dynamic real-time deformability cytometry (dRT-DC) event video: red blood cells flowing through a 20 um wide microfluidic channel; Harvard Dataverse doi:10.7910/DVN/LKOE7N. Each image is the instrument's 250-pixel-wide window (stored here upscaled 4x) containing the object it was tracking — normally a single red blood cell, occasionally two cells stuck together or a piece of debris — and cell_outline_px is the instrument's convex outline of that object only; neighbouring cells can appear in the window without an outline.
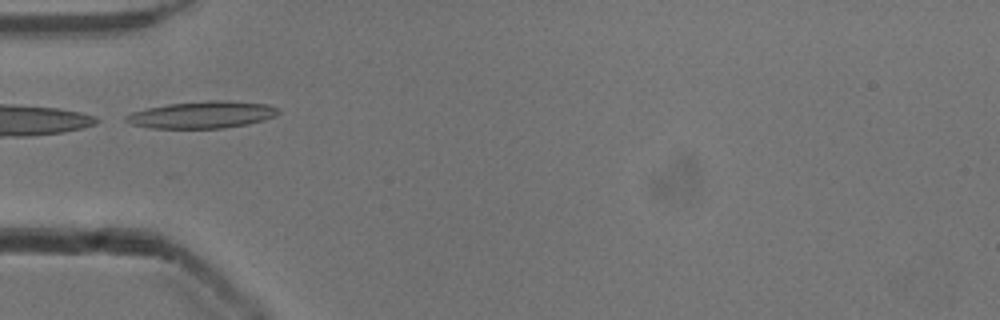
{"species": "common noctule bat (a hibernating species)", "species_latin": "Nyctalus noctula", "temperature_condition": "cold", "stored_images_in_passage": 8, "camera_frame_rate_fps": 3000, "um_per_image_px": 0.085, "animal": {"sex": "male", "body_mass_g": 13.3}, "frame": {"image": 1, "passage_image": 5, "time_ms": 1.333, "image_size_px": [1000, 320], "cell_outline_px": [[280, 112], [276, 116], [264, 120], [248, 124], [224, 128], [152, 128], [132, 124], [124, 120], [124, 116], [132, 112], [148, 108], [168, 104], [208, 100], [228, 100], [268, 104], [280, 108]], "centroid_in_image_um": [17.23, 9.75], "position_along_channel_um": 67.8, "area_um2": 24.1}}
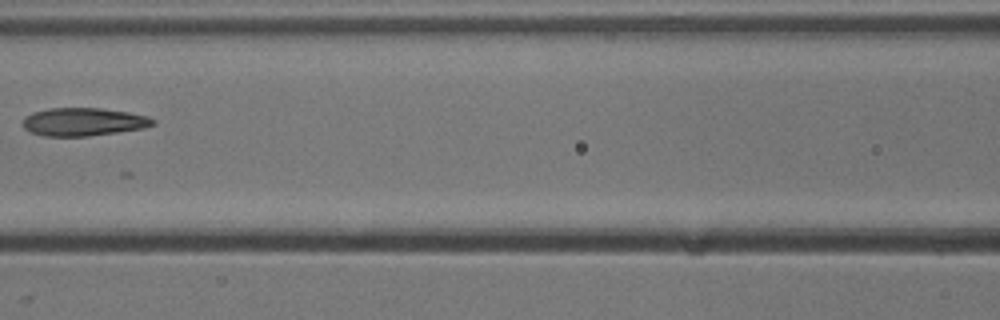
{"frame": {"image": 2, "passage_image": 7, "time_ms": 2.0, "image_size_px": [1000, 320], "cell_outline_px": [[156, 124], [144, 128], [88, 136], [44, 136], [32, 132], [24, 128], [24, 116], [32, 112], [48, 108], [100, 108], [128, 112], [148, 116], [156, 120]], "centroid_in_image_um": [7.11, 10.35], "position_along_channel_um": 159.5, "area_um2": 21.27}}
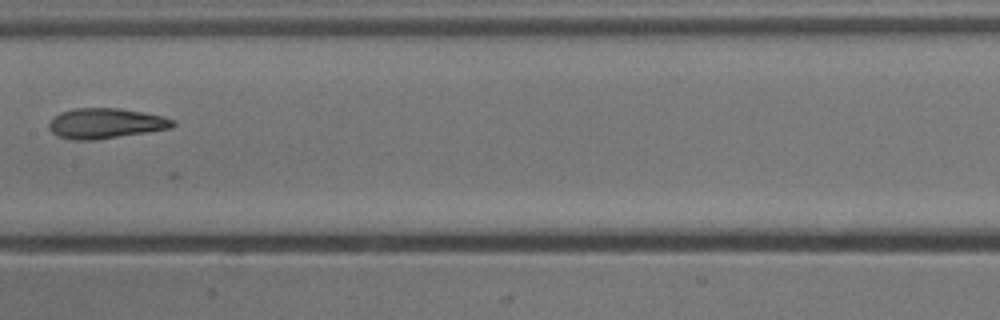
{"frame": {"image": 3, "passage_image": 8, "time_ms": 2.333, "image_size_px": [1000, 320], "cell_outline_px": [[176, 124], [172, 128], [92, 140], [76, 140], [60, 136], [52, 132], [48, 128], [48, 124], [60, 112], [76, 108], [120, 108], [164, 116], [176, 120]], "centroid_in_image_um": [9.02, 10.47], "position_along_channel_um": 198.4, "area_um2": 21.62}}